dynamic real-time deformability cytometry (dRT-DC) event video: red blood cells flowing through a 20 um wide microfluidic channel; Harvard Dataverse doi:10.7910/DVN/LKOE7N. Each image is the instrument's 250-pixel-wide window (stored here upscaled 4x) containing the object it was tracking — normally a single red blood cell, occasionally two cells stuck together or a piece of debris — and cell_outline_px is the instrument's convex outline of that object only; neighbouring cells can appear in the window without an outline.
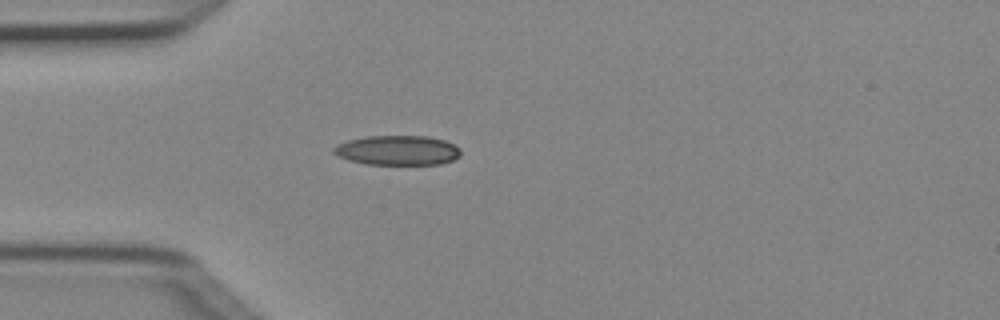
{"species": "Egyptian fruit bat (a non-hibernating species)", "species_latin": "Rousettus aegyptiacus", "temperature_condition": "cold", "stored_images_in_passage": 2, "camera_frame_rate_fps": 3000, "um_per_image_px": 0.085, "animal": {"sex": "female"}, "frame": {"image": 1, "passage_image": 2, "time_ms": 0.333, "image_size_px": [1000, 320], "cell_outline_px": [[460, 156], [452, 160], [440, 164], [368, 164], [348, 160], [332, 152], [332, 148], [336, 144], [348, 140], [368, 136], [428, 136], [444, 140], [456, 144], [460, 148]], "centroid_in_image_um": [33.8, 12.77], "position_along_channel_um": 51.2, "area_um2": 22.02}}